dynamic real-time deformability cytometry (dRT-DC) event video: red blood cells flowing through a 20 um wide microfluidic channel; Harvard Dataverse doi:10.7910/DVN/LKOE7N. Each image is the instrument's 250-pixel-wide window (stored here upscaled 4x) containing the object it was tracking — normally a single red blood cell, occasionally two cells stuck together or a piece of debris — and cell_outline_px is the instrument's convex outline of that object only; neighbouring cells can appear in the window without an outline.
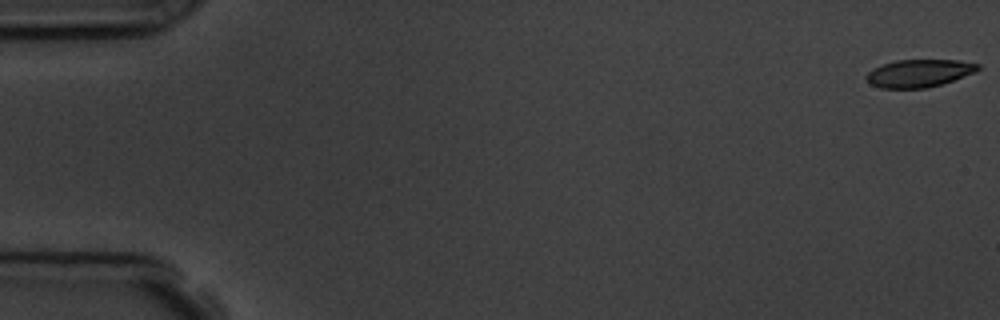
{"species": "common noctule bat (a hibernating species)", "species_latin": "Nyctalus noctula", "temperature_condition": "room temperature", "stored_images_in_passage": 8, "camera_frame_rate_fps": 3000, "um_per_image_px": 0.085, "animal": {"sex": "male", "body_mass_g": 19.5, "forearm_length_mm": 54.6}, "frame": {"image": 1, "passage_image": 1, "time_ms": 0.0, "image_size_px": [1000, 320], "cell_outline_px": [[980, 68], [976, 72], [940, 84], [924, 88], [880, 88], [872, 84], [864, 76], [872, 68], [896, 60], [956, 60], [980, 64]], "centroid_in_image_um": [78.11, 6.22], "position_along_channel_um": 6.9, "area_um2": 17.8}}
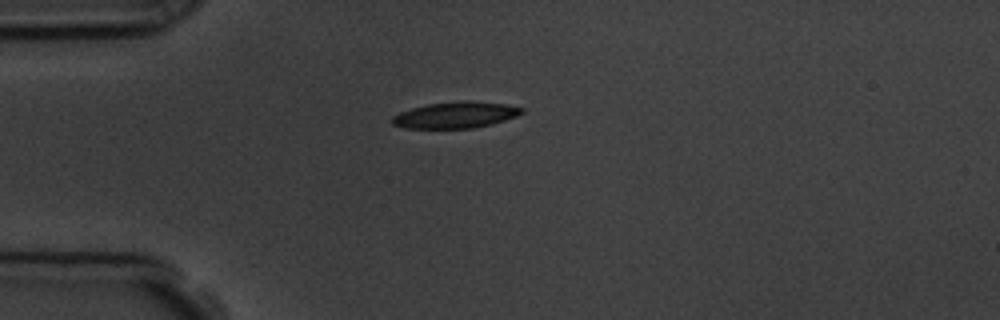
{"frame": {"image": 2, "passage_image": 5, "time_ms": 4.667, "image_size_px": [1000, 320], "cell_outline_px": [[524, 112], [516, 116], [504, 120], [472, 128], [404, 128], [392, 124], [392, 116], [400, 112], [412, 108], [428, 104], [460, 100], [468, 100], [504, 104], [524, 108]], "centroid_in_image_um": [38.7, 9.76], "position_along_channel_um": 46.3, "area_um2": 19.71}}